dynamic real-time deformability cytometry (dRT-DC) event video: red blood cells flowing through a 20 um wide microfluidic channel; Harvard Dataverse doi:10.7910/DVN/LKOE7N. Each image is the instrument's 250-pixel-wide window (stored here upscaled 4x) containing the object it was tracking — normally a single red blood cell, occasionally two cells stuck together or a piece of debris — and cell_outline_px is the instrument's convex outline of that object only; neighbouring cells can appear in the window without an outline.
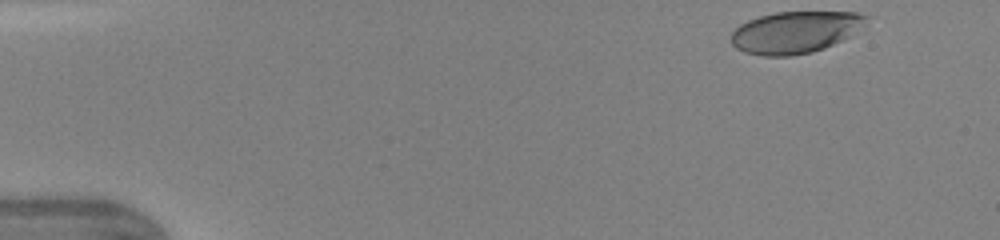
{"species": "human", "species_latin": "Homo sapiens", "temperature_condition": "warm", "stored_images_in_passage": 43, "camera_frame_rate_fps": 3000, "um_per_image_px": 0.085, "donor": {"sex": "female"}, "frame": {"image": 1, "passage_image": 1, "time_ms": 0.0, "image_size_px": [1000, 240], "cell_outline_px": [[868, 16], [848, 36], [824, 48], [812, 52], [792, 56], [764, 56], [744, 52], [736, 48], [732, 44], [732, 32], [740, 24], [748, 20], [760, 16], [776, 12], [856, 12]], "centroid_in_image_um": [67.5, 2.74], "position_along_channel_um": 17.5, "area_um2": 32.31}}
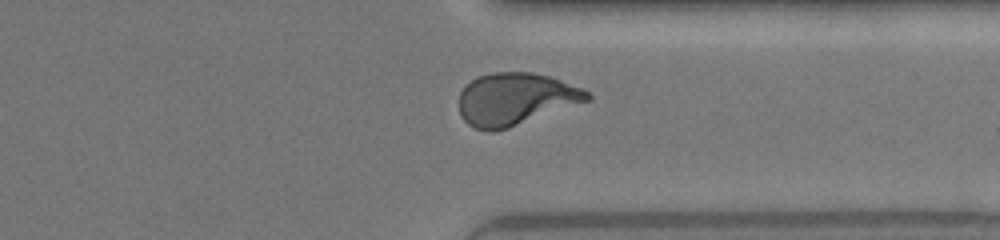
{"frame": {"image": 2, "passage_image": 33, "time_ms": 10.667, "image_size_px": [1000, 240], "cell_outline_px": [[592, 100], [508, 128], [492, 132], [472, 128], [460, 116], [460, 92], [476, 76], [492, 72], [532, 72], [548, 76], [560, 80], [580, 88], [588, 92], [592, 96]], "centroid_in_image_um": [43.81, 8.43], "position_along_channel_um": 367.6, "area_um2": 39.13}}
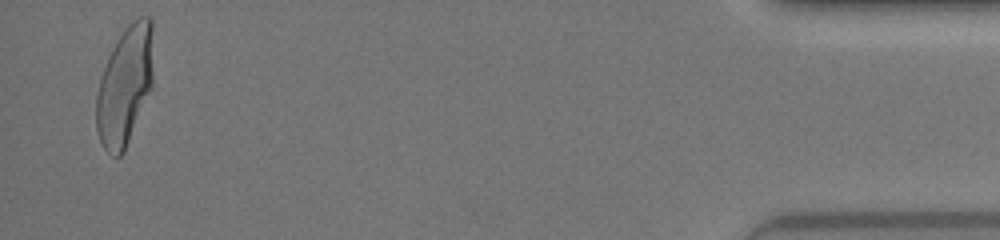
{"frame": {"image": 3, "passage_image": 42, "time_ms": 13.667, "image_size_px": [1000, 240], "cell_outline_px": [[152, 88], [124, 152], [120, 156], [112, 156], [104, 148], [100, 140], [96, 128], [96, 96], [100, 76], [108, 56], [112, 48], [128, 24], [132, 20], [140, 16], [148, 16], [152, 20]], "centroid_in_image_um": [10.61, 7.29], "position_along_channel_um": 424.6, "area_um2": 39.48}, "authors_computed_cell_mechanics": {"area_um2": 38.3792, "velocity_mm_per_s": 4.3766, "shape_relaxation_time_tau1_ms": 5.5789, "shape_relaxation_time_tau2_ms": null, "deformation_change_tau1": 0.2424, "deformation_change_tau2": null}}